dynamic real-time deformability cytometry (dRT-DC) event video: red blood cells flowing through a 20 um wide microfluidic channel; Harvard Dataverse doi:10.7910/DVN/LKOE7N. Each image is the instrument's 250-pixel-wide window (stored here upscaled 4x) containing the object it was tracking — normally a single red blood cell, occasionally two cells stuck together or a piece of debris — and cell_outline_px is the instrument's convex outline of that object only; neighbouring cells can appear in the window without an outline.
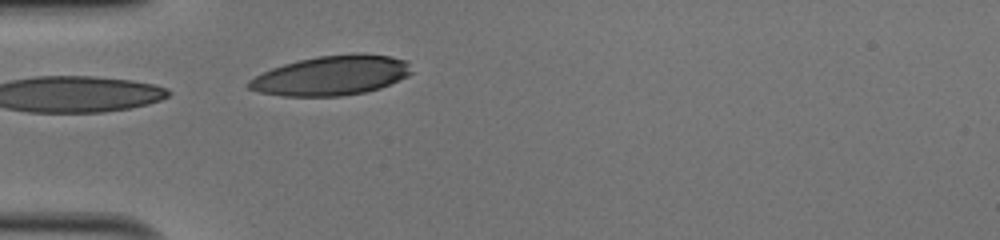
{"species": "human", "species_latin": "Homo sapiens", "temperature_condition": "cold", "stored_images_in_passage": 6, "camera_frame_rate_fps": 3000, "um_per_image_px": 0.085, "donor": {"sex": "male"}, "frame": {"image": 1, "passage_image": 6, "time_ms": 1.667, "image_size_px": [1000, 240], "cell_outline_px": [[412, 72], [408, 76], [380, 88], [364, 92], [340, 96], [284, 96], [260, 92], [248, 88], [248, 80], [272, 68], [284, 64], [316, 56], [356, 52], [392, 56], [408, 60]], "centroid_in_image_um": [28.21, 6.4], "position_along_channel_um": 56.8, "area_um2": 37.69}}